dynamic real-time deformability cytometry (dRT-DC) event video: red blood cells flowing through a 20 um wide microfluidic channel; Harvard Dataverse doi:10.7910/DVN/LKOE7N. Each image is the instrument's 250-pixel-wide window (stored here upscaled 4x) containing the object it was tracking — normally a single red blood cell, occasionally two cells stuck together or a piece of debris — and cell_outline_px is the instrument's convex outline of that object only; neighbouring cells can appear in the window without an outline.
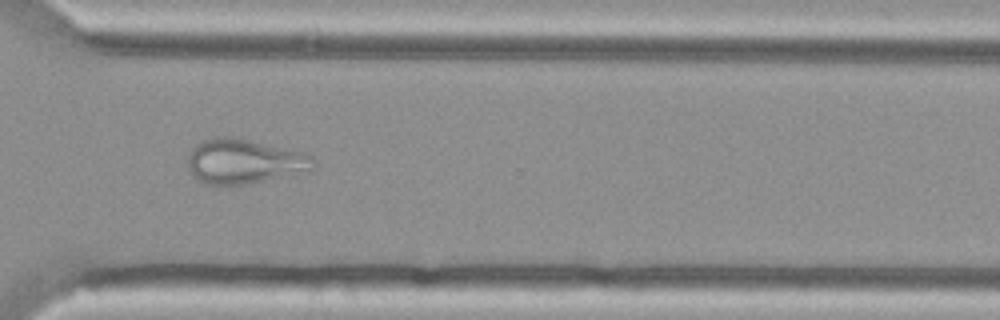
{"species": "Egyptian fruit bat (a non-hibernating species)", "species_latin": "Rousettus aegyptiacus", "temperature_condition": "cold", "stored_images_in_passage": 55, "camera_frame_rate_fps": 3000, "um_per_image_px": 0.085, "animal": {"sex": "female"}, "frame": {"image": 1, "passage_image": 41, "time_ms": 13.333, "image_size_px": [1000, 320], "cell_outline_px": [[316, 164], [312, 168], [244, 184], [204, 184], [196, 180], [188, 168], [188, 156], [192, 148], [196, 144], [212, 136], [232, 136], [304, 152], [312, 156]], "centroid_in_image_um": [20.66, 13.68], "position_along_channel_um": 349.9, "area_um2": 32.14}}
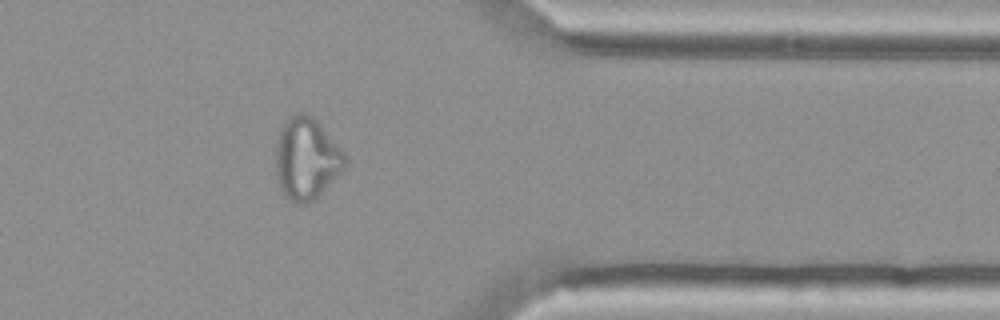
{"frame": {"image": 2, "passage_image": 45, "time_ms": 14.667, "image_size_px": [1000, 320], "cell_outline_px": [[348, 164], [308, 204], [296, 204], [288, 200], [284, 196], [280, 188], [276, 176], [276, 144], [280, 132], [284, 124], [292, 116], [300, 112], [308, 112], [320, 124], [344, 152], [348, 160]], "centroid_in_image_um": [26.04, 13.49], "position_along_channel_um": 385.4, "area_um2": 32.71}}
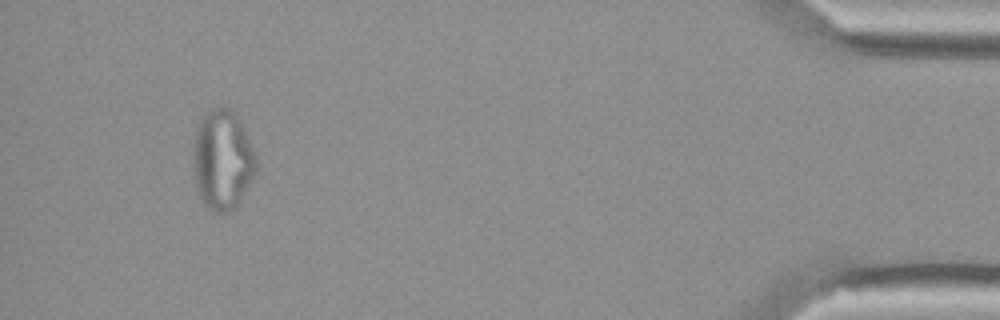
{"frame": {"image": 3, "passage_image": 52, "time_ms": 17.0, "image_size_px": [1000, 320], "cell_outline_px": [[256, 172], [252, 180], [240, 200], [228, 212], [212, 212], [204, 204], [196, 188], [192, 168], [192, 144], [196, 128], [204, 112], [212, 108], [232, 108], [240, 120], [256, 152]], "centroid_in_image_um": [18.88, 13.55], "position_along_channel_um": 416.3, "area_um2": 37.28}}